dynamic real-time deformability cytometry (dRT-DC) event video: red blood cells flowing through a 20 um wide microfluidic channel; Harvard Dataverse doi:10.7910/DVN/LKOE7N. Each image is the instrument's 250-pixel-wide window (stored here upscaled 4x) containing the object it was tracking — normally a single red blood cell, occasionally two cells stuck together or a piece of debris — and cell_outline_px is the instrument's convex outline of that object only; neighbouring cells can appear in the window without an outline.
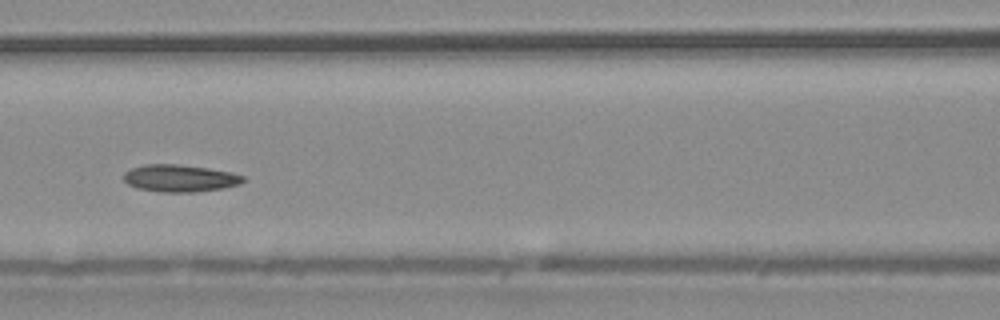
{"species": "common noctule bat (a hibernating species)", "species_latin": "Nyctalus noctula", "temperature_condition": "warm", "stored_images_in_passage": 9, "camera_frame_rate_fps": 3000, "um_per_image_px": 0.085, "animal": {"sex": "male", "body_mass_g": 20.4}, "frame": {"image": 1, "passage_image": 7, "time_ms": 2.0, "image_size_px": [1000, 320], "cell_outline_px": [[244, 180], [240, 184], [224, 188], [196, 192], [160, 192], [136, 188], [128, 184], [124, 180], [124, 172], [132, 168], [144, 164], [176, 164], [208, 168], [232, 172], [244, 176]], "centroid_in_image_um": [15.29, 15.15], "position_along_channel_um": 151.3, "area_um2": 19.02}}
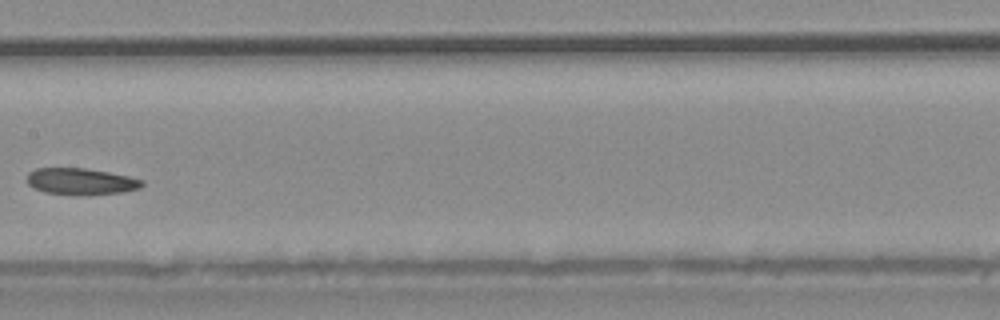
{"frame": {"image": 2, "passage_image": 8, "time_ms": 2.333, "image_size_px": [1000, 320], "cell_outline_px": [[144, 184], [140, 188], [124, 192], [88, 196], [76, 196], [44, 192], [28, 184], [28, 172], [36, 168], [84, 168], [108, 172], [128, 176], [144, 180]], "centroid_in_image_um": [6.91, 15.44], "position_along_channel_um": 200.5, "area_um2": 18.09}}
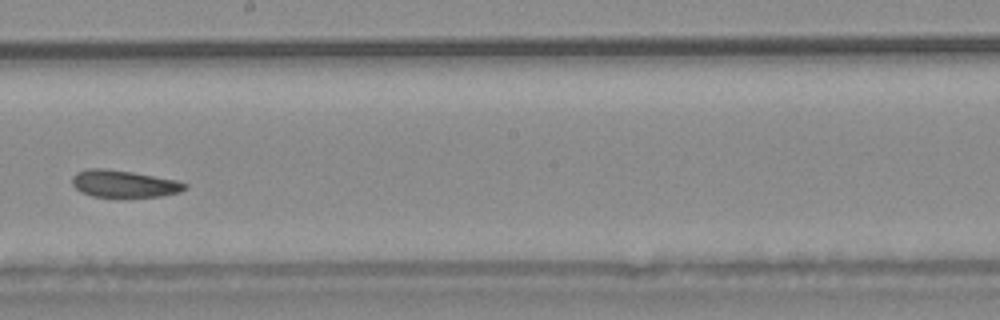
{"frame": {"image": 3, "passage_image": 9, "time_ms": 2.667, "image_size_px": [1000, 320], "cell_outline_px": [[188, 188], [180, 192], [160, 196], [120, 200], [92, 196], [80, 192], [72, 184], [72, 176], [76, 172], [88, 168], [104, 168], [132, 172], [176, 180], [188, 184]], "centroid_in_image_um": [10.52, 15.67], "position_along_channel_um": 237.7, "area_um2": 18.67}}